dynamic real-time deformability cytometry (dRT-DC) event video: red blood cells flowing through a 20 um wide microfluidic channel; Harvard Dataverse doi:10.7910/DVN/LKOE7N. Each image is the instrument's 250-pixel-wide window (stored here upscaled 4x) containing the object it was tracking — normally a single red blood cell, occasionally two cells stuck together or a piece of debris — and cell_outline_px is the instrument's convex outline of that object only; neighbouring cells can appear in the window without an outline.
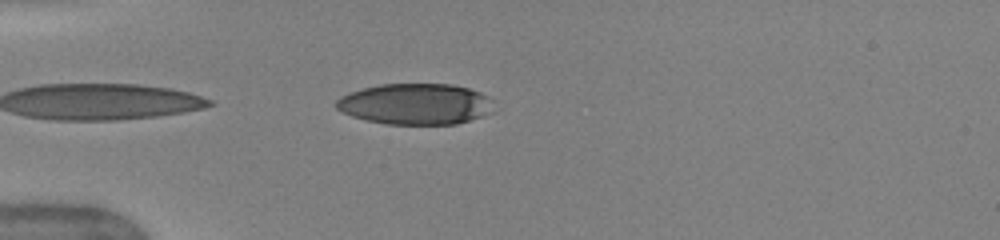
{"species": "human", "species_latin": "Homo sapiens", "temperature_condition": "warm", "stored_images_in_passage": 9, "camera_frame_rate_fps": 3000, "um_per_image_px": 0.085, "donor": {"sex": "female"}, "frame": {"image": 1, "passage_image": 1, "time_ms": 0.0, "image_size_px": [1000, 240], "cell_outline_px": [[484, 112], [480, 116], [456, 124], [388, 124], [368, 120], [352, 116], [336, 108], [336, 100], [340, 96], [364, 88], [380, 84], [452, 84], [468, 88], [480, 92], [484, 96]], "centroid_in_image_um": [35.15, 8.83], "position_along_channel_um": 49.8, "area_um2": 36.36}}
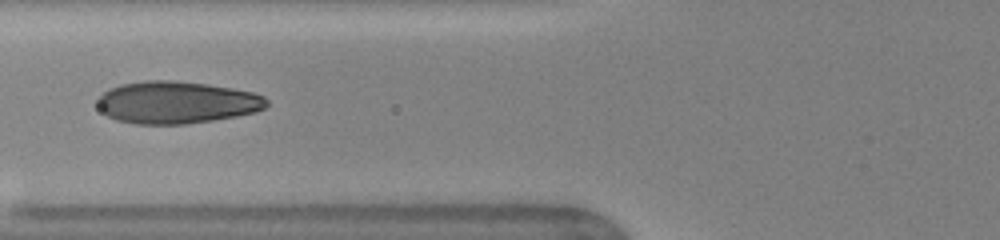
{"frame": {"image": 2, "passage_image": 7, "time_ms": 2.0, "image_size_px": [1000, 240], "cell_outline_px": [[268, 104], [264, 108], [256, 112], [236, 116], [212, 120], [184, 124], [136, 124], [116, 120], [108, 116], [96, 104], [96, 100], [104, 92], [120, 84], [144, 80], [172, 80], [208, 84], [232, 88], [252, 92], [264, 96], [268, 100]], "centroid_in_image_um": [15.01, 8.7], "position_along_channel_um": 110.8, "area_um2": 41.67}}